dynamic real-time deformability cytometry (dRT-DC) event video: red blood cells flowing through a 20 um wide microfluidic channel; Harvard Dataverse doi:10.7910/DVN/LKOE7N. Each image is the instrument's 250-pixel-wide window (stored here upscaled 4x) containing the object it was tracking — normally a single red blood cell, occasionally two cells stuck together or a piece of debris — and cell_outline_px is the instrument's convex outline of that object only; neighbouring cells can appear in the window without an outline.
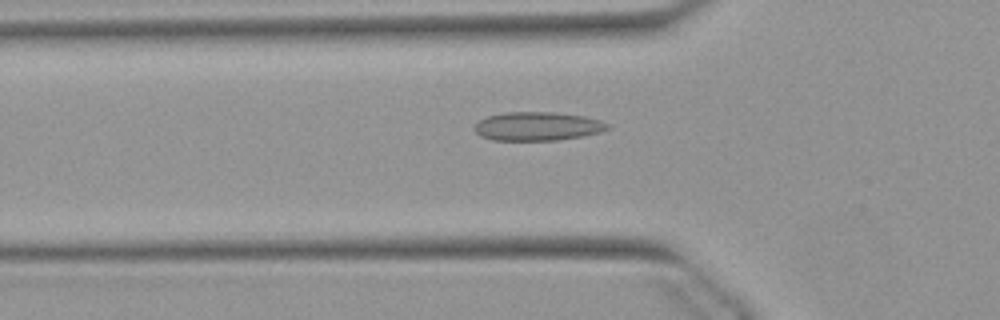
{"species": "Egyptian fruit bat (a non-hibernating species)", "species_latin": "Rousettus aegyptiacus", "temperature_condition": "warm", "stored_images_in_passage": 49, "camera_frame_rate_fps": 3000, "um_per_image_px": 0.085, "animal": {"sex": "female"}, "frame": {"image": 1, "passage_image": 17, "time_ms": 5.333, "image_size_px": [1000, 320], "cell_outline_px": [[612, 128], [600, 132], [580, 136], [556, 140], [492, 140], [480, 136], [472, 128], [480, 120], [488, 116], [504, 112], [556, 112], [584, 116], [600, 120], [612, 124]], "centroid_in_image_um": [45.71, 10.73], "position_along_channel_um": 80.1, "area_um2": 22.37}}
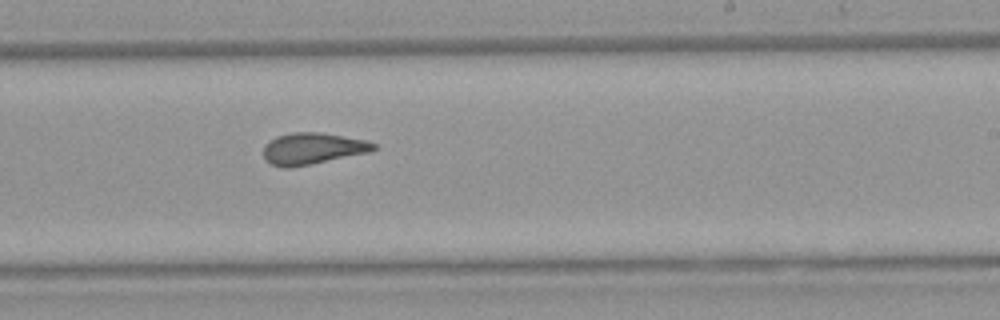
{"frame": {"image": 2, "passage_image": 31, "time_ms": 10.0, "image_size_px": [1000, 320], "cell_outline_px": [[376, 148], [368, 152], [312, 164], [288, 168], [280, 168], [264, 160], [264, 144], [268, 140], [276, 136], [292, 132], [320, 132], [364, 140], [376, 144]], "centroid_in_image_um": [26.49, 12.63], "position_along_channel_um": 262.5, "area_um2": 20.23}}
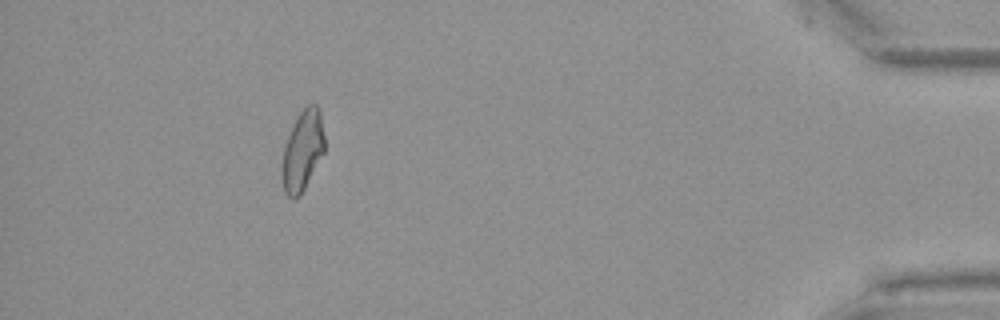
{"frame": {"image": 3, "passage_image": 47, "time_ms": 15.333, "image_size_px": [1000, 320], "cell_outline_px": [[324, 152], [300, 196], [296, 200], [292, 200], [284, 192], [280, 172], [284, 144], [300, 112], [308, 104], [316, 104], [320, 108], [324, 136]], "centroid_in_image_um": [25.7, 12.85], "position_along_channel_um": 409.5, "area_um2": 20.06}}